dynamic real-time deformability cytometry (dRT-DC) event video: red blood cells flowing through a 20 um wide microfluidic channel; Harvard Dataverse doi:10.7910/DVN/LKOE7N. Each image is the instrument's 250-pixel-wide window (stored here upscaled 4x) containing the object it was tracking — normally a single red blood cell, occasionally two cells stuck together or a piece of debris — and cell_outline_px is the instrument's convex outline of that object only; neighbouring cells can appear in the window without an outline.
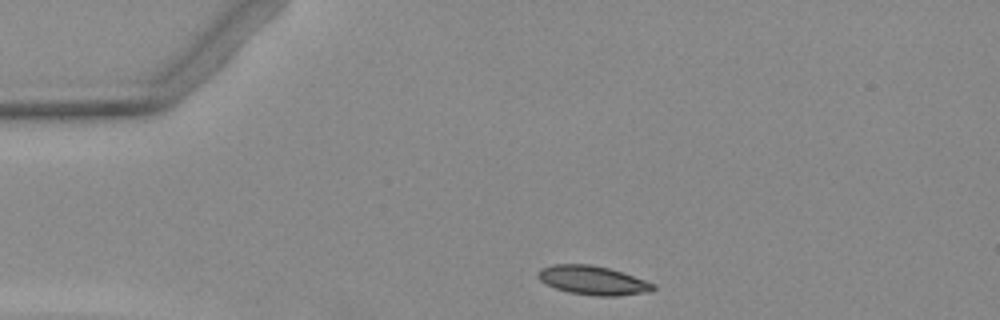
{"species": "Egyptian fruit bat (a non-hibernating species)", "species_latin": "Rousettus aegyptiacus", "temperature_condition": "warm", "stored_images_in_passage": 4, "camera_frame_rate_fps": 3000, "um_per_image_px": 0.085, "animal": {"sex": "female"}, "frame": {"image": 1, "passage_image": 1, "time_ms": 0.0, "image_size_px": [1000, 320], "cell_outline_px": [[656, 288], [648, 292], [616, 296], [596, 296], [568, 292], [556, 288], [540, 280], [536, 276], [536, 272], [540, 268], [552, 264], [592, 264], [608, 268], [656, 284]], "centroid_in_image_um": [50.35, 23.82], "position_along_channel_um": 34.6, "area_um2": 19.36}}
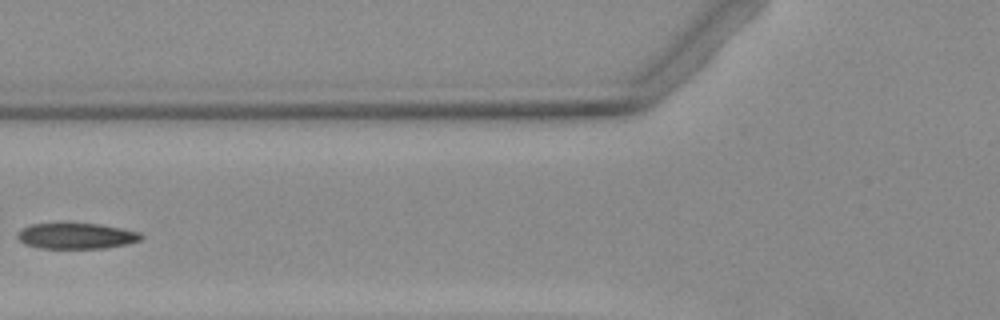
{"frame": {"image": 2, "passage_image": 3, "time_ms": 3.333, "image_size_px": [1000, 320], "cell_outline_px": [[144, 236], [140, 240], [128, 244], [104, 248], [40, 248], [24, 244], [16, 236], [16, 232], [20, 228], [32, 224], [64, 220], [100, 224], [140, 232]], "centroid_in_image_um": [6.42, 20.0], "position_along_channel_um": 119.4, "area_um2": 19.54}}
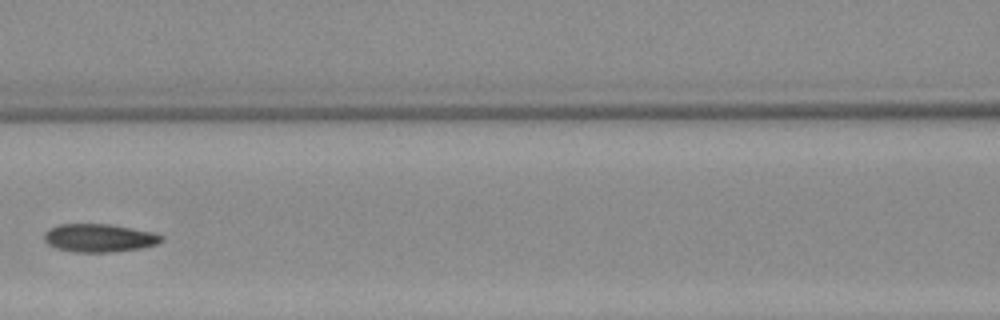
{"frame": {"image": 3, "passage_image": 4, "time_ms": 4.333, "image_size_px": [1000, 320], "cell_outline_px": [[164, 240], [156, 244], [140, 248], [108, 252], [76, 252], [56, 248], [48, 244], [44, 240], [44, 232], [48, 228], [60, 224], [108, 224], [152, 232], [164, 236]], "centroid_in_image_um": [8.4, 20.22], "position_along_channel_um": 158.2, "area_um2": 19.13}}